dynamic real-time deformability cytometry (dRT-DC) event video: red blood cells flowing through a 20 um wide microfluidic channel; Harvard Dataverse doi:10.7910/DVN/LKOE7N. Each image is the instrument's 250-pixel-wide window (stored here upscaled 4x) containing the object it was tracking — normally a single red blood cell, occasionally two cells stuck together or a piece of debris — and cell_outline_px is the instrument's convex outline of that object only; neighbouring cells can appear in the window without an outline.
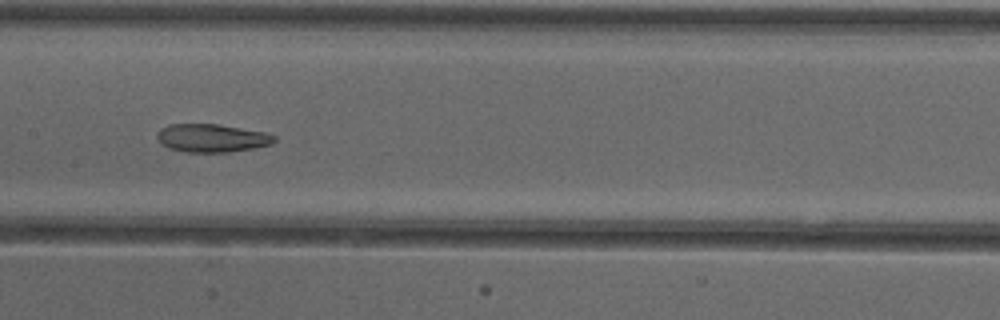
{"species": "common noctule bat (a hibernating species)", "species_latin": "Nyctalus noctula", "temperature_condition": "cold", "stored_images_in_passage": 38, "camera_frame_rate_fps": 3000, "um_per_image_px": 0.085, "animal": {"sex": "female"}, "frame": {"image": 1, "passage_image": 12, "time_ms": 3.667, "image_size_px": [1000, 320], "cell_outline_px": [[276, 140], [272, 144], [252, 148], [228, 152], [184, 152], [168, 148], [160, 144], [156, 136], [156, 132], [160, 128], [168, 124], [216, 124], [264, 132], [276, 136]], "centroid_in_image_um": [17.94, 11.73], "position_along_channel_um": 189.5, "area_um2": 19.31}, "authors_computed_cell_mechanics": {"area_um2": 20.4901, "velocity_mm_per_s": 3.8917, "shape_relaxation_time_tau1_ms": null, "shape_relaxation_time_tau2_ms": 3.234, "deformation_change_tau1": null, "deformation_change_tau2": 0.0963}}